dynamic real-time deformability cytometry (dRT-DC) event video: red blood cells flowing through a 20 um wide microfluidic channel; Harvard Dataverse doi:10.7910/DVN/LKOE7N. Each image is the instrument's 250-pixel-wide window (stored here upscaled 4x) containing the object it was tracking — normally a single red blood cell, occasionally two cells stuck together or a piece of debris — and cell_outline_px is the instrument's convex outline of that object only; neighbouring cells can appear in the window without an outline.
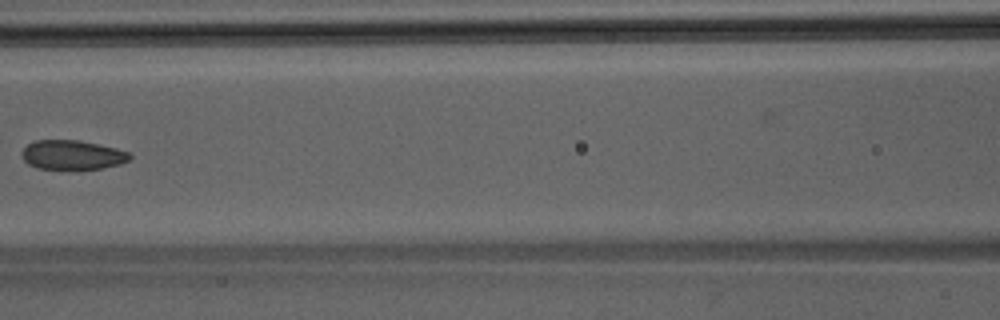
{"species": "Egyptian fruit bat (a non-hibernating species)", "species_latin": "Rousettus aegyptiacus", "temperature_condition": "room temperature", "stored_images_in_passage": 6, "camera_frame_rate_fps": 3000, "um_per_image_px": 0.085, "animal": {"sex": "male"}, "frame": {"image": 1, "passage_image": 6, "time_ms": 1.667, "image_size_px": [1000, 320], "cell_outline_px": [[132, 156], [128, 160], [120, 164], [104, 168], [68, 172], [36, 168], [28, 164], [20, 156], [20, 152], [28, 144], [36, 140], [80, 140], [116, 148], [128, 152]], "centroid_in_image_um": [6.11, 13.21], "position_along_channel_um": 160.5, "area_um2": 19.31}}